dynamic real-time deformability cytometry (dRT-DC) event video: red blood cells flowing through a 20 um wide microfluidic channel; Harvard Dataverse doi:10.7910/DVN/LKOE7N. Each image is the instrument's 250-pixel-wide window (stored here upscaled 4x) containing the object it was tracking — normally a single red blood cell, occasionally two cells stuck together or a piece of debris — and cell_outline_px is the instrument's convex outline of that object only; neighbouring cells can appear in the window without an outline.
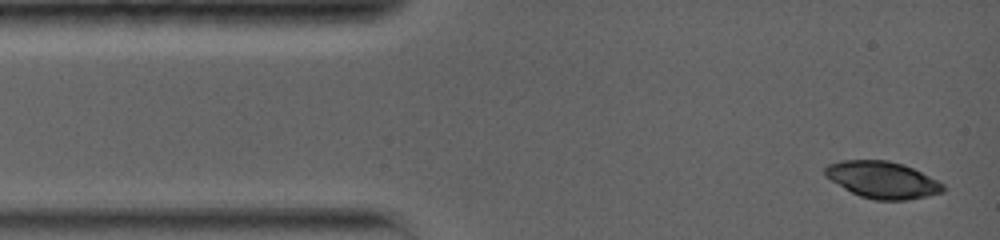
{"species": "common noctule bat (a hibernating species)", "species_latin": "Nyctalus noctula", "temperature_condition": "warm", "stored_images_in_passage": 4, "camera_frame_rate_fps": 5000, "um_per_image_px": 0.085, "animal": {"sex": "female", "body_mass_g": 19.0, "forearm_length_mm": 56.7}, "frame": {"image": 1, "passage_image": 1, "time_ms": 0.0, "image_size_px": [1000, 240], "cell_outline_px": [[944, 192], [928, 196], [908, 200], [876, 200], [860, 196], [844, 188], [824, 176], [824, 168], [828, 164], [840, 160], [888, 160], [904, 164], [944, 184]], "centroid_in_image_um": [74.99, 15.28], "position_along_channel_um": 10.0, "area_um2": 25.32}}